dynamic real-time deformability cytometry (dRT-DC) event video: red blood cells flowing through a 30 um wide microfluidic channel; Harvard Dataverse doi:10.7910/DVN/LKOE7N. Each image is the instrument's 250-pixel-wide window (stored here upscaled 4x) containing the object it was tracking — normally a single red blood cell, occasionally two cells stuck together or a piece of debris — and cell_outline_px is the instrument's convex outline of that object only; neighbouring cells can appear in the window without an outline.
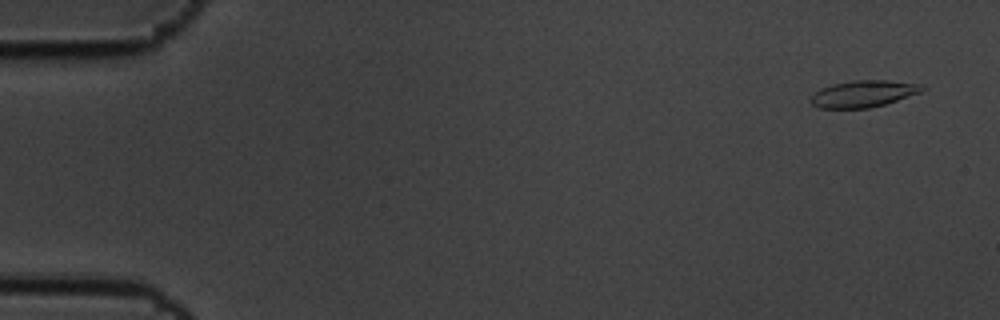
{"species": "common noctule bat (a hibernating species)", "species_latin": "Nyctalus noctula", "temperature_condition": "cold", "stored_images_in_passage": 59, "camera_frame_rate_fps": 3000, "um_per_image_px": 0.085, "animal": {"sex": "male", "body_mass_g": 19.5, "forearm_length_mm": 54.6}, "frame": {"image": 1, "passage_image": 3, "time_ms": 0.667, "image_size_px": [1000, 320], "cell_outline_px": [[928, 88], [920, 92], [884, 104], [868, 108], [820, 108], [812, 104], [808, 100], [820, 88], [832, 84], [852, 80], [888, 80], [924, 84]], "centroid_in_image_um": [73.4, 7.95], "position_along_channel_um": 11.6, "area_um2": 17.4}}
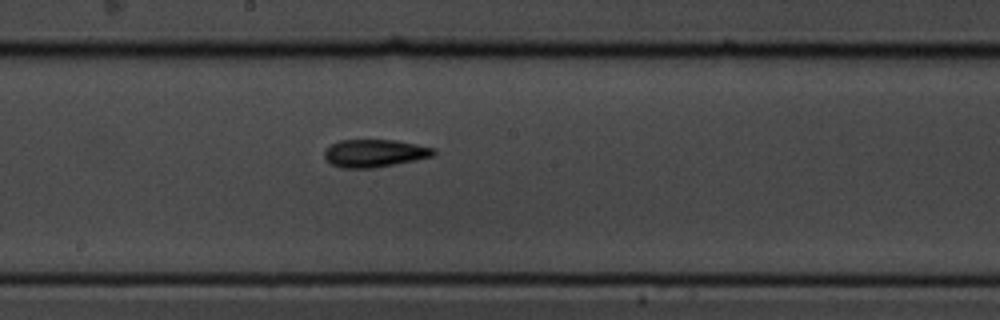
{"frame": {"image": 2, "passage_image": 32, "time_ms": 10.333, "image_size_px": [1000, 320], "cell_outline_px": [[436, 152], [432, 156], [416, 160], [372, 168], [340, 168], [332, 164], [324, 156], [324, 152], [332, 144], [340, 140], [396, 140], [436, 148]], "centroid_in_image_um": [31.86, 13.02], "position_along_channel_um": 216.3, "area_um2": 17.51}}
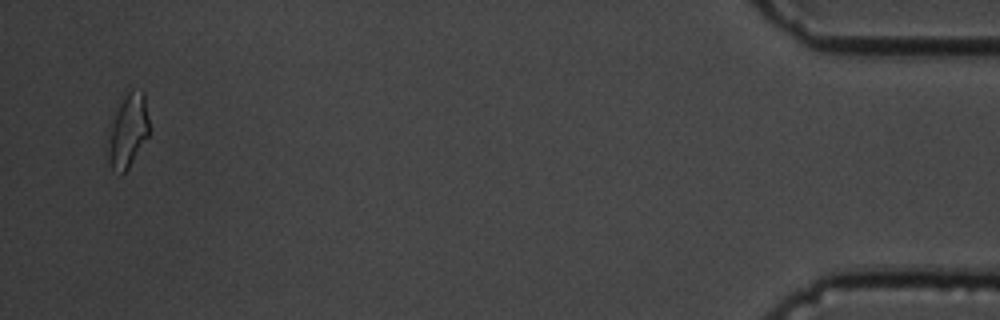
{"frame": {"image": 3, "passage_image": 57, "time_ms": 18.667, "image_size_px": [1000, 320], "cell_outline_px": [[148, 136], [128, 168], [124, 172], [112, 168], [108, 156], [108, 124], [116, 104], [132, 88], [144, 92], [148, 120]], "centroid_in_image_um": [10.83, 11.02], "position_along_channel_um": 424.4, "area_um2": 17.74}, "authors_computed_cell_mechanics": {"area_um2": 17.2822, "velocity_mm_per_s": 3.4532, "shape_relaxation_time_tau1_ms": 3.5784, "shape_relaxation_time_tau2_ms": 3.1913, "deformation_change_tau1": 0.1731, "deformation_change_tau2": 0.113}}